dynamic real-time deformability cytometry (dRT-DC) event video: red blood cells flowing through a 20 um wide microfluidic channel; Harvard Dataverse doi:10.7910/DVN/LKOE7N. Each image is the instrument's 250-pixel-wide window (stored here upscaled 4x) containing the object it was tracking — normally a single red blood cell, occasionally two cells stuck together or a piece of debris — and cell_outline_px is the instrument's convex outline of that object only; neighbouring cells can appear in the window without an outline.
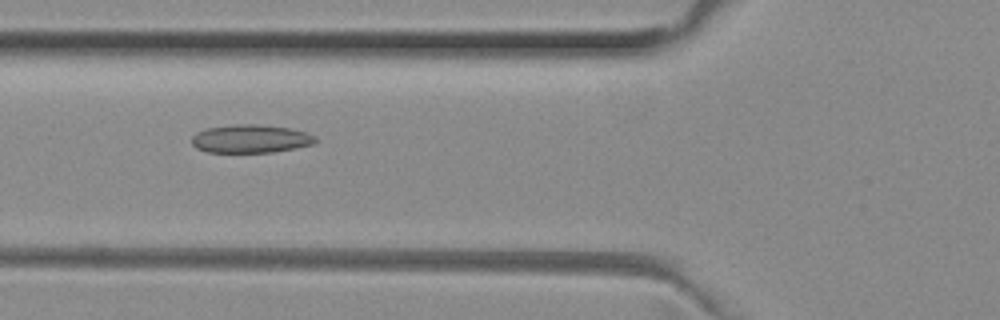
{"species": "common noctule bat (a hibernating species)", "species_latin": "Nyctalus noctula", "temperature_condition": "room temperature", "stored_images_in_passage": 42, "camera_frame_rate_fps": 3000, "um_per_image_px": 0.085, "animal": {"sex": "female", "body_mass_g": 29.2, "forearm_length_mm": 56.3}, "frame": {"image": 1, "passage_image": 10, "time_ms": 3.0, "image_size_px": [1000, 320], "cell_outline_px": [[316, 140], [312, 144], [296, 148], [272, 152], [208, 152], [196, 148], [192, 144], [192, 136], [196, 132], [204, 128], [232, 124], [256, 124], [292, 128], [308, 132], [316, 136]], "centroid_in_image_um": [21.29, 11.78], "position_along_channel_um": 104.5, "area_um2": 20.58}}
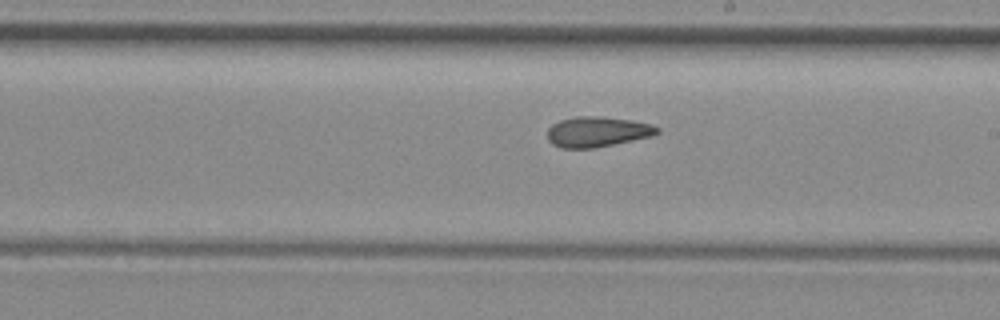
{"frame": {"image": 2, "passage_image": 20, "time_ms": 6.333, "image_size_px": [1000, 320], "cell_outline_px": [[660, 132], [652, 136], [592, 148], [560, 148], [552, 144], [548, 140], [548, 128], [552, 124], [560, 120], [576, 116], [604, 116], [632, 120], [652, 124], [660, 128]], "centroid_in_image_um": [50.77, 11.19], "position_along_channel_um": 238.2, "area_um2": 19.48}}
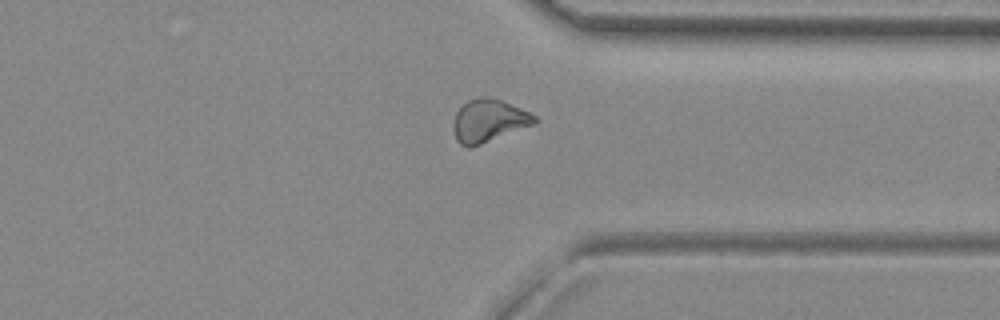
{"frame": {"image": 3, "passage_image": 30, "time_ms": 9.667, "image_size_px": [1000, 320], "cell_outline_px": [[536, 124], [472, 148], [468, 148], [460, 144], [456, 140], [452, 128], [452, 124], [456, 112], [468, 100], [480, 96], [488, 96], [500, 100], [520, 108], [536, 116]], "centroid_in_image_um": [41.51, 10.28], "position_along_channel_um": 369.9, "area_um2": 20.46}, "authors_computed_cell_mechanics": {"area_um2": 19.8543, "velocity_mm_per_s": 4.0133, "shape_relaxation_time_tau1_ms": null, "shape_relaxation_time_tau2_ms": 3.5203, "deformation_change_tau1": null, "deformation_change_tau2": 0.0989}}